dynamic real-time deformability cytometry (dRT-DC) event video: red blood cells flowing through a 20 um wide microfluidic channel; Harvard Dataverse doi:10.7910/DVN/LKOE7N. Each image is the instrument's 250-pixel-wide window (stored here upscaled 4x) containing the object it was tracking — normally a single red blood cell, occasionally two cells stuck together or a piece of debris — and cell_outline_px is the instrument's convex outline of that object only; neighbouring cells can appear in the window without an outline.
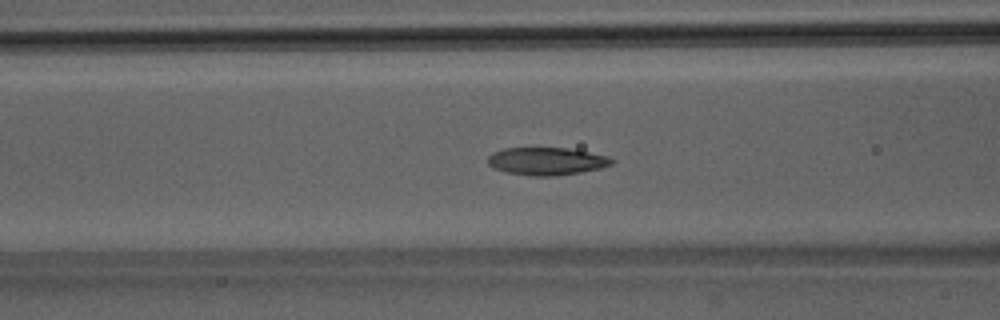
{"species": "Egyptian fruit bat (a non-hibernating species)", "species_latin": "Rousettus aegyptiacus", "temperature_condition": "room temperature", "stored_images_in_passage": 39, "camera_frame_rate_fps": 3000, "um_per_image_px": 0.085, "animal": {"sex": "male"}, "frame": {"image": 1, "passage_image": 9, "time_ms": 2.667, "image_size_px": [1000, 320], "cell_outline_px": [[616, 160], [612, 164], [600, 168], [580, 172], [556, 176], [532, 176], [508, 172], [496, 168], [488, 164], [488, 156], [492, 152], [504, 148], [568, 148], [608, 156]], "centroid_in_image_um": [46.48, 13.7], "position_along_channel_um": 120.1, "area_um2": 19.88}}
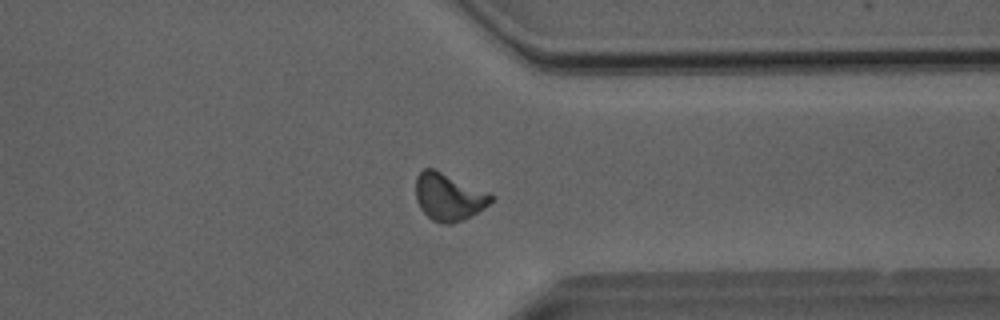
{"frame": {"image": 2, "passage_image": 28, "time_ms": 9.0, "image_size_px": [1000, 320], "cell_outline_px": [[496, 196], [484, 208], [452, 224], [440, 224], [432, 220], [420, 208], [416, 200], [416, 176], [424, 168], [432, 168], [488, 192]], "centroid_in_image_um": [38.11, 16.74], "position_along_channel_um": 373.3, "area_um2": 20.46}}
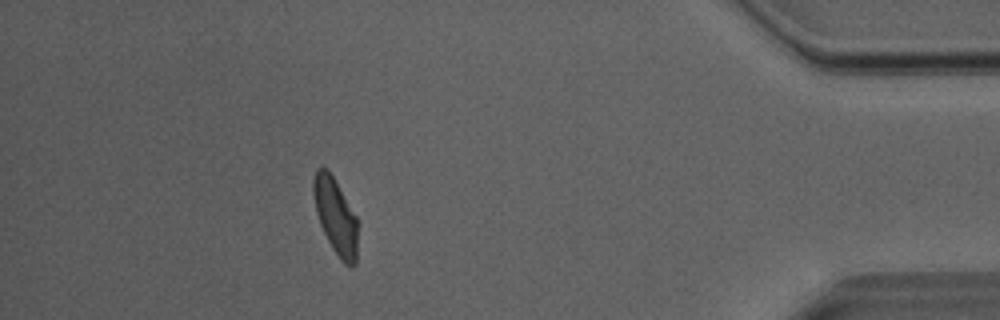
{"frame": {"image": 3, "passage_image": 34, "time_ms": 11.0, "image_size_px": [1000, 320], "cell_outline_px": [[356, 264], [352, 268], [344, 264], [340, 260], [332, 248], [320, 224], [316, 212], [312, 192], [312, 180], [316, 168], [328, 168], [356, 216]], "centroid_in_image_um": [28.49, 18.36], "position_along_channel_um": 406.7, "area_um2": 19.48}, "authors_computed_cell_mechanics": {"area_um2": 19.7676, "velocity_mm_per_s": 4.0363, "shape_relaxation_time_tau1_ms": 5.3357, "shape_relaxation_time_tau2_ms": 1.851, "deformation_change_tau1": 0.1526, "deformation_change_tau2": 0.081}}